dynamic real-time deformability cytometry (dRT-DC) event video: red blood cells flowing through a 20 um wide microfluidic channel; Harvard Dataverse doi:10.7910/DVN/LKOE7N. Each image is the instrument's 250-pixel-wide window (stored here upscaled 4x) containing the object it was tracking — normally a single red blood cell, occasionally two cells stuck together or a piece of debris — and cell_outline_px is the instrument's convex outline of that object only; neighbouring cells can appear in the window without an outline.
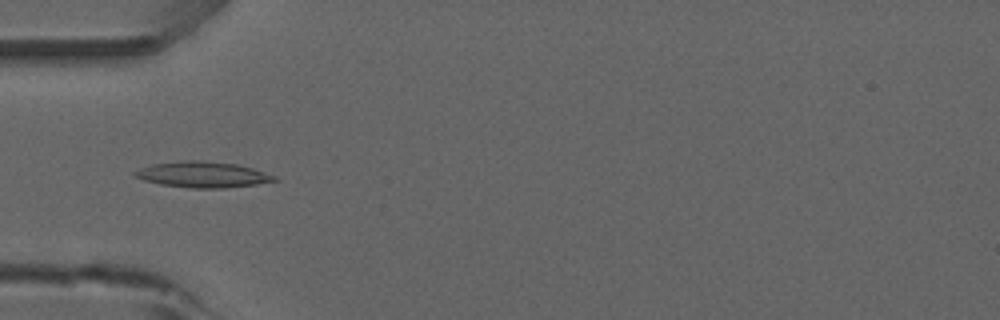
{"species": "common noctule bat (a hibernating species)", "species_latin": "Nyctalus noctula", "temperature_condition": "room temperature", "stored_images_in_passage": 5, "camera_frame_rate_fps": 3000, "um_per_image_px": 0.085, "animal": {"sex": "male", "forearm_length_mm": 52.5}, "frame": {"image": 1, "passage_image": 5, "time_ms": 4.667, "image_size_px": [1000, 320], "cell_outline_px": [[280, 180], [256, 184], [224, 188], [192, 188], [160, 184], [144, 180], [132, 176], [132, 172], [140, 168], [152, 164], [180, 160], [200, 160], [236, 164], [252, 168], [276, 176]], "centroid_in_image_um": [17.2, 14.83], "position_along_channel_um": 67.8, "area_um2": 21.1}}